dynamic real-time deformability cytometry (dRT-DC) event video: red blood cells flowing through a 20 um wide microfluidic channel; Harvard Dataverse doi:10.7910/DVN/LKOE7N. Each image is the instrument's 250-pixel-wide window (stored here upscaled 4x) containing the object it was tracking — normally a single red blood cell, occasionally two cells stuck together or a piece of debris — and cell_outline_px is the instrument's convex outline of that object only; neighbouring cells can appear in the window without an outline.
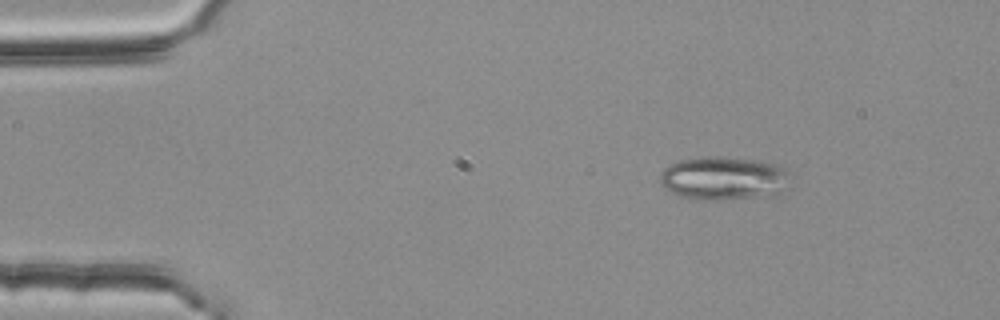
{"species": "common noctule bat (a hibernating species)", "species_latin": "Nyctalus noctula", "temperature_condition": "room temperature", "stored_images_in_passage": 25, "camera_frame_rate_fps": 3000, "um_per_image_px": 0.085, "animal": {"sex": "female", "body_mass_g": 25.1}, "frame": {"image": 1, "passage_image": 1, "time_ms": 0.0, "image_size_px": [1000, 320], "cell_outline_px": [[788, 188], [780, 192], [724, 200], [704, 200], [680, 196], [664, 188], [660, 184], [660, 172], [664, 168], [680, 160], [712, 156], [756, 160], [776, 164], [788, 168]], "centroid_in_image_um": [61.49, 15.14], "position_along_channel_um": 23.5, "area_um2": 32.66}}